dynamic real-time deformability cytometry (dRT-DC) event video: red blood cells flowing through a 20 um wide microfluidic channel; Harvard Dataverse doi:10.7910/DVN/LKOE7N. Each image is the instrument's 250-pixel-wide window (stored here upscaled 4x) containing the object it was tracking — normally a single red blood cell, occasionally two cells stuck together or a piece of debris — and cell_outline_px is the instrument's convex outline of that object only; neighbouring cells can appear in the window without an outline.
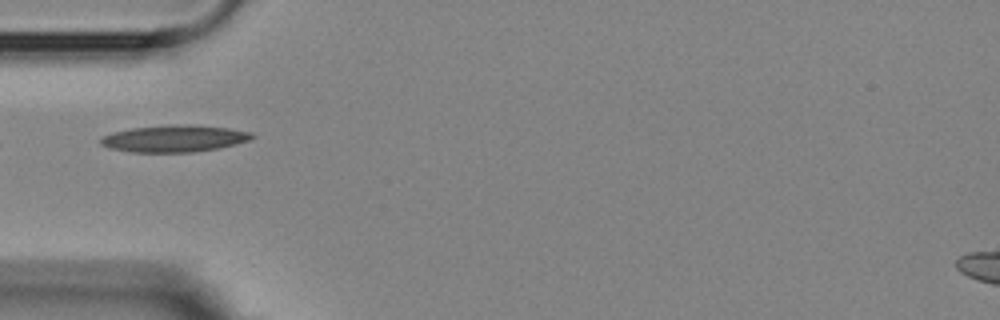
{"species": "Egyptian fruit bat (a non-hibernating species)", "species_latin": "Rousettus aegyptiacus", "temperature_condition": "room temperature", "stored_images_in_passage": 5, "camera_frame_rate_fps": 3000, "um_per_image_px": 0.085, "animal": {"sex": "female"}, "frame": {"image": 1, "passage_image": 5, "time_ms": 4.667, "image_size_px": [1000, 320], "cell_outline_px": [[256, 136], [252, 140], [220, 148], [192, 152], [128, 152], [108, 148], [100, 144], [100, 136], [112, 132], [132, 128], [168, 124], [176, 124], [228, 128], [252, 132]], "centroid_in_image_um": [14.79, 11.78], "position_along_channel_um": 70.2, "area_um2": 23.93}}